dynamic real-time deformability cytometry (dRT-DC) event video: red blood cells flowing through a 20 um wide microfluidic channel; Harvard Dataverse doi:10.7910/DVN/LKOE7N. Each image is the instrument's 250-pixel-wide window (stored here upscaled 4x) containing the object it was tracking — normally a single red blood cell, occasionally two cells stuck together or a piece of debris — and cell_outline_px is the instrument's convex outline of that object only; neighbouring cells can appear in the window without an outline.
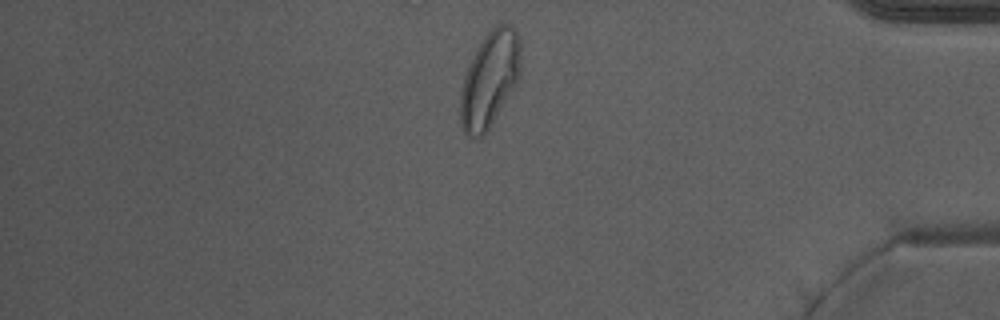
{"species": "Egyptian fruit bat (a non-hibernating species)", "species_latin": "Rousettus aegyptiacus", "temperature_condition": "warm", "stored_images_in_passage": 37, "camera_frame_rate_fps": 3000, "um_per_image_px": 0.085, "animal": {"sex": "male"}, "frame": {"image": 1, "passage_image": 32, "time_ms": 10.333, "image_size_px": [1000, 320], "cell_outline_px": [[520, 80], [492, 124], [484, 136], [476, 140], [468, 136], [464, 132], [460, 124], [460, 96], [464, 76], [484, 36], [496, 24], [512, 24], [516, 28], [520, 36]], "centroid_in_image_um": [41.65, 6.77], "position_along_channel_um": 393.5, "area_um2": 34.04}, "authors_computed_cell_mechanics": {"area_um2": 28.1486, "velocity_mm_per_s": 3.9357, "shape_relaxation_time_tau1_ms": null, "shape_relaxation_time_tau2_ms": 0.8612, "deformation_change_tau1": null, "deformation_change_tau2": 0.0667}}